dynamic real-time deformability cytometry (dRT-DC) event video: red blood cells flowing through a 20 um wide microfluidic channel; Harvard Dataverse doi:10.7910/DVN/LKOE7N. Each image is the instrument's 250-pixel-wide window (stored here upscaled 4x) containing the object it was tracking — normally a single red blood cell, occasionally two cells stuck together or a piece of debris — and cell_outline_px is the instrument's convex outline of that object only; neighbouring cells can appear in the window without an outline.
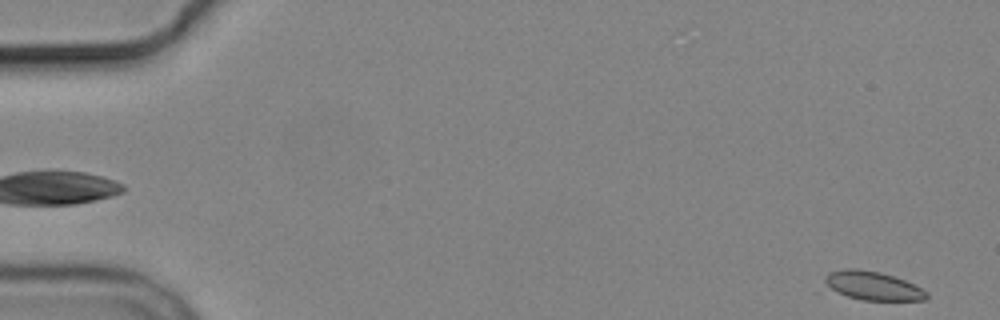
{"species": "common noctule bat (a hibernating species)", "species_latin": "Nyctalus noctula", "temperature_condition": "cold", "stored_images_in_passage": 3, "camera_frame_rate_fps": 3000, "um_per_image_px": 0.085, "animal": {"sex": "male", "body_mass_g": 19.2, "forearm_length_mm": 51.8}, "frame": {"image": 1, "passage_image": 3, "time_ms": 2.333, "image_size_px": [1000, 320], "cell_outline_px": [[928, 296], [924, 300], [864, 300], [848, 296], [824, 288], [824, 276], [828, 272], [844, 268], [856, 268], [880, 272], [904, 280], [928, 292]], "centroid_in_image_um": [74.1, 24.28], "position_along_channel_um": 10.9, "area_um2": 17.11}}